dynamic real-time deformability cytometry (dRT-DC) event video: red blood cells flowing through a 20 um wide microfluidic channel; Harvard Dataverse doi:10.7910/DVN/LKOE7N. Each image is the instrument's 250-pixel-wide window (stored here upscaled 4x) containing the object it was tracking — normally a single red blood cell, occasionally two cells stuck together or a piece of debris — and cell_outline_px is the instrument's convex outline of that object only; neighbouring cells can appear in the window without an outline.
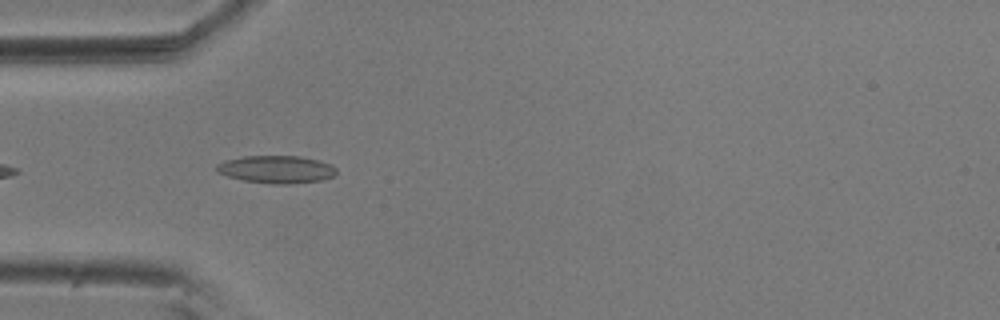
{"species": "common noctule bat (a hibernating species)", "species_latin": "Nyctalus noctula", "temperature_condition": "room temperature", "stored_images_in_passage": 10, "camera_frame_rate_fps": 3000, "um_per_image_px": 0.085, "animal": {"sex": "male", "body_mass_g": 20.5, "forearm_length_mm": 52.5}, "frame": {"image": 1, "passage_image": 1, "time_ms": 0.0, "image_size_px": [1000, 320], "cell_outline_px": [[336, 172], [332, 176], [320, 180], [292, 184], [276, 184], [244, 180], [228, 176], [216, 172], [216, 164], [224, 160], [244, 156], [300, 156], [320, 160], [332, 164], [336, 168]], "centroid_in_image_um": [23.49, 14.38], "position_along_channel_um": 61.5, "area_um2": 19.31}}